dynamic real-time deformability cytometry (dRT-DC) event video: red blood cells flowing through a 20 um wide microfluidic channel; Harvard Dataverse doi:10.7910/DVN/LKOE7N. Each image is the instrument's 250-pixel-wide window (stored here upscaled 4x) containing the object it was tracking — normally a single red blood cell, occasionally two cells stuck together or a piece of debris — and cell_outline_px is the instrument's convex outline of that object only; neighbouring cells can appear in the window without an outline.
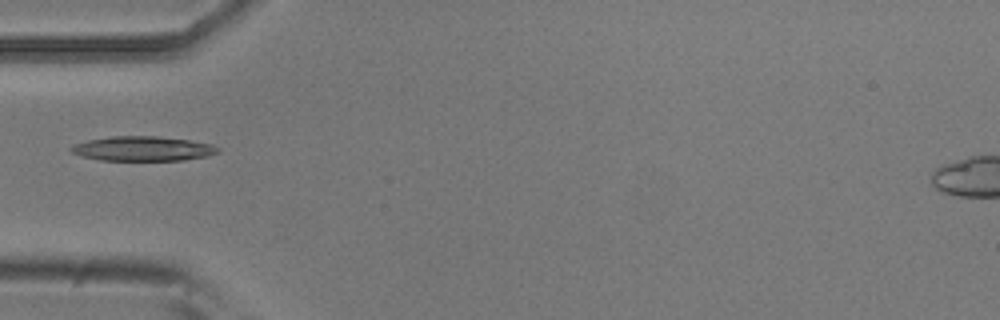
{"species": "common noctule bat (a hibernating species)", "species_latin": "Nyctalus noctula", "temperature_condition": "room temperature", "stored_images_in_passage": 2, "camera_frame_rate_fps": 3000, "um_per_image_px": 0.085, "animal": {"sex": "male", "body_mass_g": 20.5, "forearm_length_mm": 52.5}, "frame": {"image": 1, "passage_image": 1, "time_ms": 0.0, "image_size_px": [1000, 320], "cell_outline_px": [[220, 152], [208, 156], [184, 160], [100, 160], [84, 156], [72, 152], [68, 148], [72, 144], [88, 140], [112, 136], [156, 136], [188, 140], [212, 144], [220, 148]], "centroid_in_image_um": [12.15, 12.63], "position_along_channel_um": 72.8, "area_um2": 21.04}}
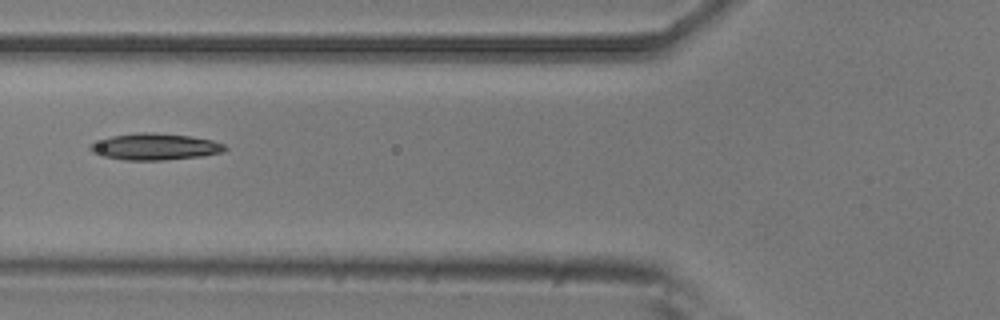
{"frame": {"image": 2, "passage_image": 2, "time_ms": 0.333, "image_size_px": [1000, 320], "cell_outline_px": [[228, 148], [224, 152], [204, 156], [164, 160], [124, 160], [104, 156], [92, 152], [88, 148], [88, 144], [112, 136], [136, 132], [152, 132], [192, 136], [212, 140], [224, 144]], "centroid_in_image_um": [13.2, 12.47], "position_along_channel_um": 112.6, "area_um2": 21.04}}